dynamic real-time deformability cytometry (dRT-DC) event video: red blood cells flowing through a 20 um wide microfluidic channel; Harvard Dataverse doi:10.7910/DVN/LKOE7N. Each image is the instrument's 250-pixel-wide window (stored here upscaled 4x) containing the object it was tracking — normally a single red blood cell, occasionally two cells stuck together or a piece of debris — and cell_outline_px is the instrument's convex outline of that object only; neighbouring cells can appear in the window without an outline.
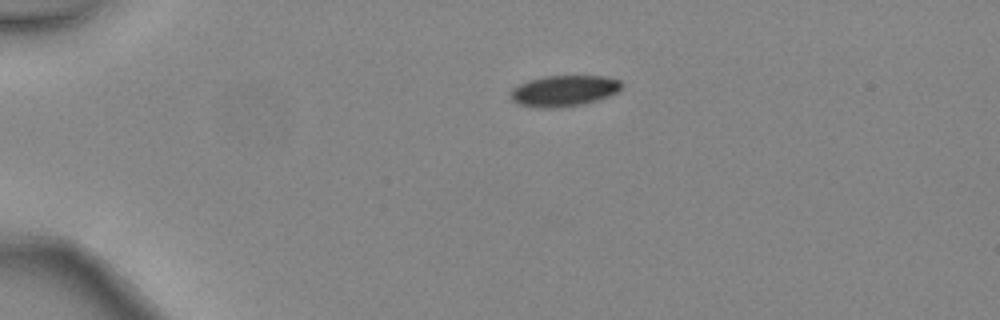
{"species": "common noctule bat (a hibernating species)", "species_latin": "Nyctalus noctula", "temperature_condition": "warm", "stored_images_in_passage": 2, "camera_frame_rate_fps": 3000, "um_per_image_px": 0.085, "animal": {"sex": "female", "body_mass_g": 24.6, "forearm_length_mm": 56.2}, "frame": {"image": 1, "passage_image": 1, "time_ms": 0.0, "image_size_px": [1000, 320], "cell_outline_px": [[624, 88], [600, 100], [584, 104], [556, 108], [540, 108], [516, 104], [508, 96], [512, 88], [516, 84], [528, 80], [544, 76], [604, 76], [620, 80], [624, 84]], "centroid_in_image_um": [47.91, 7.72], "position_along_channel_um": 37.1, "area_um2": 20.58}}